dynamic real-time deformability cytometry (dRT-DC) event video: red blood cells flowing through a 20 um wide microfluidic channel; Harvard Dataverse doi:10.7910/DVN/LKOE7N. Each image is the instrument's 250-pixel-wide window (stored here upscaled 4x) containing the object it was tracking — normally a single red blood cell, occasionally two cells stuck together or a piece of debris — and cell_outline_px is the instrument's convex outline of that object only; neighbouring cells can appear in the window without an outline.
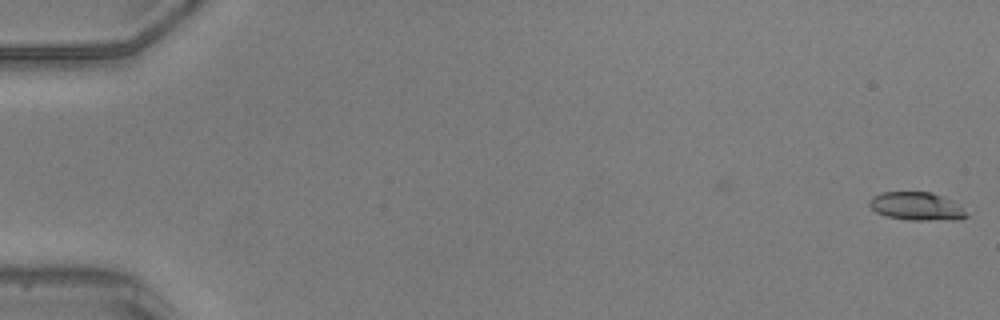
{"species": "common noctule bat (a hibernating species)", "species_latin": "Nyctalus noctula", "temperature_condition": "warm", "stored_images_in_passage": 50, "camera_frame_rate_fps": 3000, "um_per_image_px": 0.085, "animal": {"sex": "male", "body_mass_g": 20.5, "forearm_length_mm": 52.5}, "frame": {"image": 1, "passage_image": 1, "time_ms": 0.0, "image_size_px": [1000, 320], "cell_outline_px": [[964, 216], [892, 216], [880, 212], [880, 196], [892, 192], [924, 192], [932, 196]], "centroid_in_image_um": [77.71, 17.45], "position_along_channel_um": 7.3, "area_um2": 10.87}}
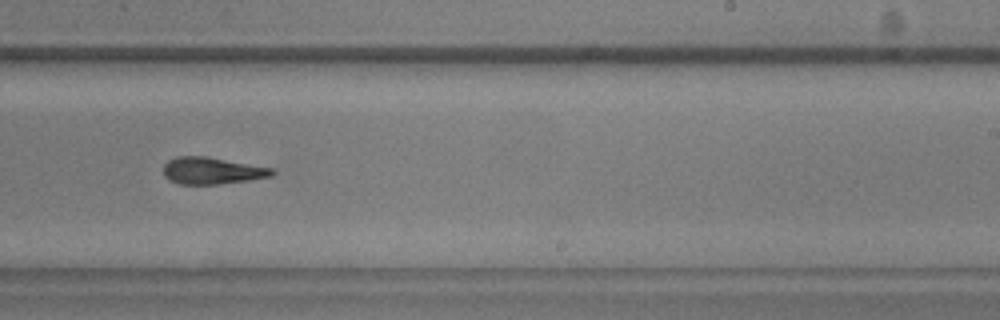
{"frame": {"image": 2, "passage_image": 32, "time_ms": 10.333, "image_size_px": [1000, 320], "cell_outline_px": [[272, 172], [264, 176], [236, 180], [204, 184], [188, 184], [176, 180], [168, 176], [164, 172], [164, 168], [172, 160], [216, 160], [268, 168]], "centroid_in_image_um": [17.98, 14.57], "position_along_channel_um": 271.0, "area_um2": 13.64}}
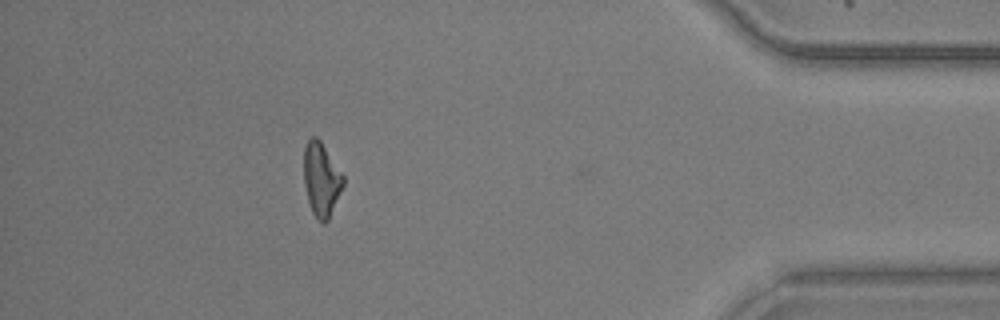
{"frame": {"image": 3, "passage_image": 45, "time_ms": 14.667, "image_size_px": [1000, 320], "cell_outline_px": [[344, 180], [328, 216], [324, 220], [320, 220], [316, 216], [312, 208], [308, 196], [304, 176], [304, 152], [308, 144], [312, 140], [316, 140], [320, 144]], "centroid_in_image_um": [27.27, 15.27], "position_along_channel_um": 407.9, "area_um2": 14.57}}